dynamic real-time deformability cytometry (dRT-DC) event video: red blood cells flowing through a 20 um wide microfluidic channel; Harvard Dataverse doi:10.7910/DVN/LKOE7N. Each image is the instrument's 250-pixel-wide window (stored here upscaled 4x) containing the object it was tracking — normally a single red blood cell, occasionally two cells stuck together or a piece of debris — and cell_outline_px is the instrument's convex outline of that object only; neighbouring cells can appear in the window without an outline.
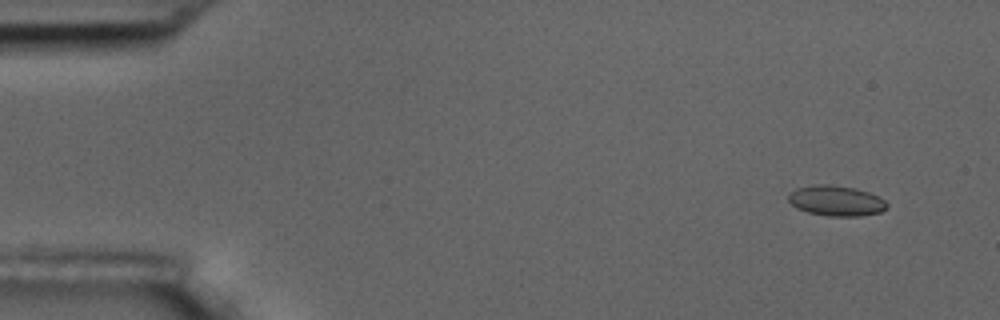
{"species": "common noctule bat (a hibernating species)", "species_latin": "Nyctalus noctula", "temperature_condition": "room temperature", "stored_images_in_passage": 10, "camera_frame_rate_fps": 3000, "um_per_image_px": 0.085, "animal": {"sex": "male", "body_mass_g": 17.5, "forearm_length_mm": 52.3}, "frame": {"image": 1, "passage_image": 1, "time_ms": 0.0, "image_size_px": [1000, 320], "cell_outline_px": [[888, 204], [880, 212], [860, 216], [828, 216], [808, 212], [796, 208], [788, 200], [788, 196], [796, 188], [812, 184], [832, 184], [856, 188], [880, 196]], "centroid_in_image_um": [71.06, 17.05], "position_along_channel_um": 13.9, "area_um2": 17.51}}
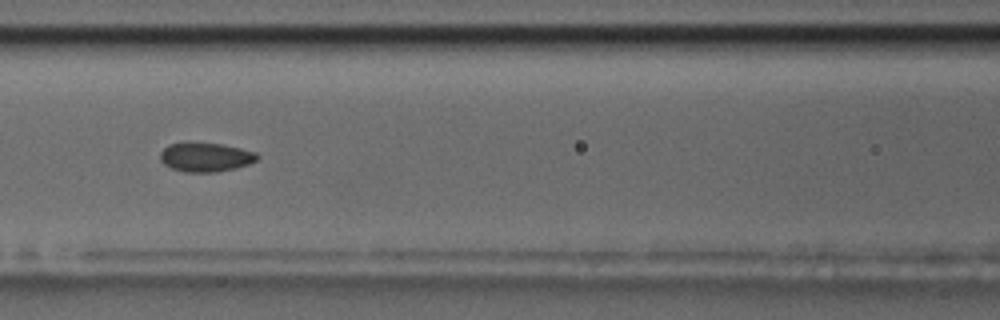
{"frame": {"image": 2, "passage_image": 7, "time_ms": 7.0, "image_size_px": [1000, 320], "cell_outline_px": [[260, 156], [256, 160], [248, 164], [236, 168], [216, 172], [184, 172], [172, 168], [164, 164], [160, 160], [160, 152], [168, 144], [188, 140], [220, 144], [240, 148], [256, 152]], "centroid_in_image_um": [17.44, 13.32], "position_along_channel_um": 149.2, "area_um2": 16.88}}
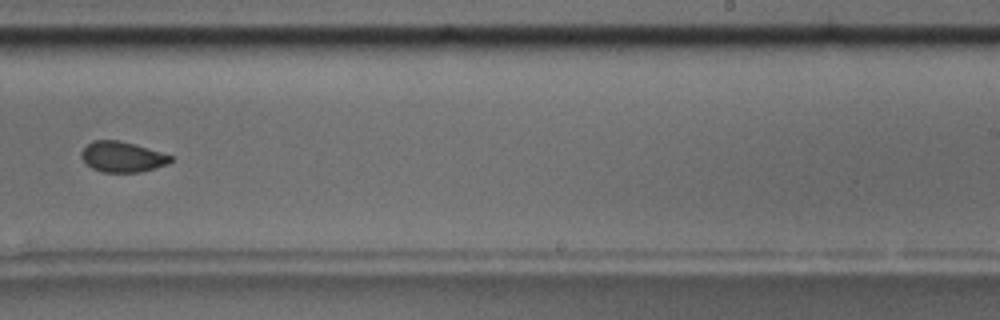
{"frame": {"image": 3, "passage_image": 10, "time_ms": 10.667, "image_size_px": [1000, 320], "cell_outline_px": [[172, 160], [168, 164], [156, 168], [140, 172], [104, 172], [92, 168], [80, 156], [80, 152], [92, 140], [120, 140], [160, 152], [172, 156]], "centroid_in_image_um": [10.39, 13.33], "position_along_channel_um": 278.6, "area_um2": 15.72}}